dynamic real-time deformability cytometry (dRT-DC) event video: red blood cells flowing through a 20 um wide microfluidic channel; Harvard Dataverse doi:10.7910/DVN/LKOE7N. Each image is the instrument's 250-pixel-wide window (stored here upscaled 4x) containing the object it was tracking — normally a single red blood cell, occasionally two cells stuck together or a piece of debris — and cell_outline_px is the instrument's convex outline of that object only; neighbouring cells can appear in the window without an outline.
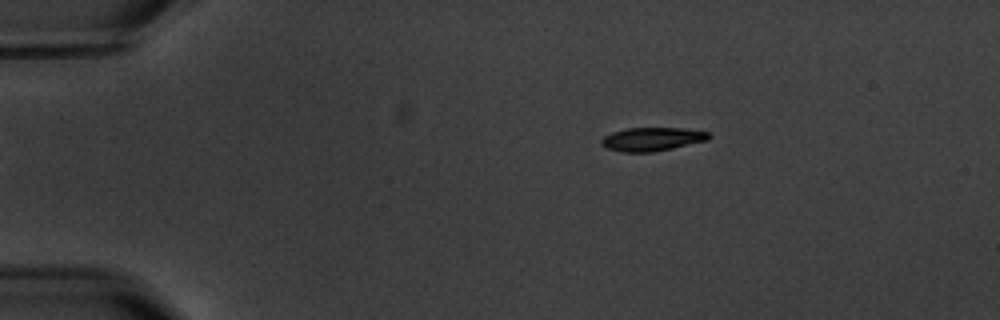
{"species": "common noctule bat (a hibernating species)", "species_latin": "Nyctalus noctula", "temperature_condition": "warm", "stored_images_in_passage": 5, "camera_frame_rate_fps": 3000, "um_per_image_px": 0.085, "animal": {"sex": "male", "body_mass_g": 20.1, "forearm_length_mm": 53.5}, "frame": {"image": 1, "passage_image": 3, "time_ms": 3.0, "image_size_px": [1000, 320], "cell_outline_px": [[712, 136], [708, 140], [672, 148], [652, 152], [620, 152], [608, 148], [600, 144], [600, 140], [604, 136], [612, 132], [628, 128], [680, 128], [708, 132]], "centroid_in_image_um": [55.41, 11.83], "position_along_channel_um": 29.6, "area_um2": 14.68}}